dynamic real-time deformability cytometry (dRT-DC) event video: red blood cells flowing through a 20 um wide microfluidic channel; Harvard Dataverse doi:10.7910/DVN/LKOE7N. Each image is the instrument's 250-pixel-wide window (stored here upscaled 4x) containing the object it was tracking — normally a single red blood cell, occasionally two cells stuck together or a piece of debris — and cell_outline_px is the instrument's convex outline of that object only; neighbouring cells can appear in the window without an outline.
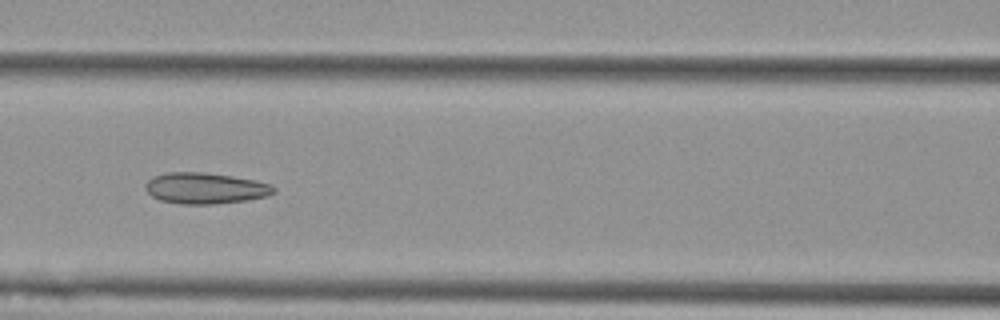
{"species": "Egyptian fruit bat (a non-hibernating species)", "species_latin": "Rousettus aegyptiacus", "temperature_condition": "cold", "stored_images_in_passage": 8, "camera_frame_rate_fps": 3000, "um_per_image_px": 0.085, "animal": {"sex": "female"}, "frame": {"image": 1, "passage_image": 8, "time_ms": 2.333, "image_size_px": [1000, 320], "cell_outline_px": [[276, 192], [268, 196], [248, 200], [216, 204], [180, 204], [160, 200], [152, 196], [144, 188], [144, 184], [152, 176], [168, 172], [204, 172], [232, 176], [252, 180], [268, 184], [276, 188]], "centroid_in_image_um": [17.42, 16.0], "position_along_channel_um": 149.2, "area_um2": 23.35}}